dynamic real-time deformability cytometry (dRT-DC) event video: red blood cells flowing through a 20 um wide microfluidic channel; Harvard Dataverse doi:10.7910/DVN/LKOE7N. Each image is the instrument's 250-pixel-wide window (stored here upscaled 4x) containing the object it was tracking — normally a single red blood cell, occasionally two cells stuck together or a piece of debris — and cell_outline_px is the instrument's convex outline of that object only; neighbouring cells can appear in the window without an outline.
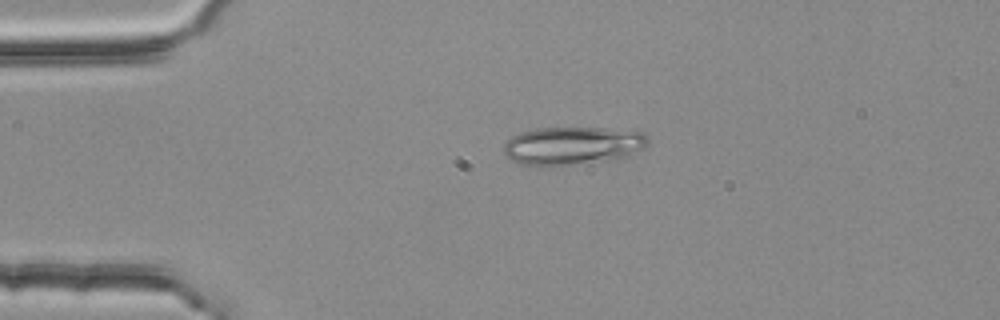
{"species": "common noctule bat (a hibernating species)", "species_latin": "Nyctalus noctula", "temperature_condition": "room temperature", "stored_images_in_passage": 3, "camera_frame_rate_fps": 3000, "um_per_image_px": 0.085, "animal": {"sex": "female", "body_mass_g": 25.1}, "frame": {"image": 1, "passage_image": 2, "time_ms": 0.333, "image_size_px": [1000, 320], "cell_outline_px": [[648, 144], [644, 148], [628, 156], [608, 160], [544, 168], [524, 164], [512, 160], [504, 152], [504, 144], [512, 136], [520, 132], [536, 128], [604, 128], [644, 132], [648, 136]], "centroid_in_image_um": [48.67, 12.39], "position_along_channel_um": 36.3, "area_um2": 32.31}}